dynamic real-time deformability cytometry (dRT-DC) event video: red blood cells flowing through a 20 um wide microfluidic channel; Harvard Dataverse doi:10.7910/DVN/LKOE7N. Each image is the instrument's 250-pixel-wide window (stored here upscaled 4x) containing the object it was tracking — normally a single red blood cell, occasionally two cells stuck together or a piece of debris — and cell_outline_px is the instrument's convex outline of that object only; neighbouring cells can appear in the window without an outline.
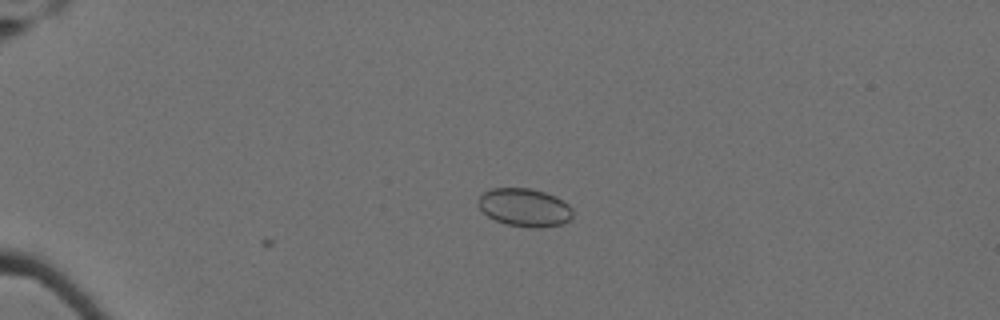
{"species": "Egyptian fruit bat (a non-hibernating species)", "species_latin": "Rousettus aegyptiacus", "temperature_condition": "cold", "stored_images_in_passage": 10, "camera_frame_rate_fps": 3000, "um_per_image_px": 0.085, "animal": {"sex": "female"}, "frame": {"image": 1, "passage_image": 10, "time_ms": 3.0, "image_size_px": [1000, 320], "cell_outline_px": [[572, 216], [564, 224], [540, 228], [528, 228], [508, 224], [496, 220], [488, 216], [480, 208], [476, 200], [484, 192], [492, 188], [532, 188], [556, 196], [564, 200], [572, 208]], "centroid_in_image_um": [44.61, 17.63], "position_along_channel_um": 40.4, "area_um2": 21.15}}